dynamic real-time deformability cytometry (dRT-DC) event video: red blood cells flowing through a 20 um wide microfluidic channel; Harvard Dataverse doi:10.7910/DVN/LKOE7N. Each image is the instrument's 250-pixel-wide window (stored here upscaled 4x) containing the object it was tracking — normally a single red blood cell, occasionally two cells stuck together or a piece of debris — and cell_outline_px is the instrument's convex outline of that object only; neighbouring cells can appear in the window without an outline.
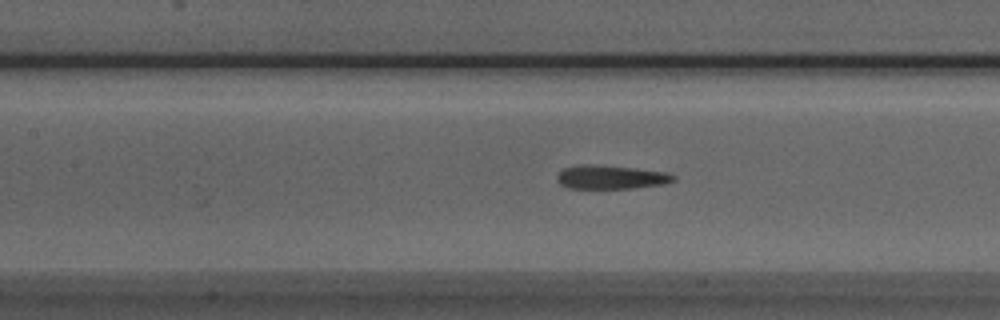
{"species": "Egyptian fruit bat (a non-hibernating species)", "species_latin": "Rousettus aegyptiacus", "temperature_condition": "room temperature", "stored_images_in_passage": 51, "camera_frame_rate_fps": 3000, "um_per_image_px": 0.085, "animal": {"sex": "male"}, "frame": {"image": 1, "passage_image": 21, "time_ms": 6.667, "image_size_px": [1000, 320], "cell_outline_px": [[676, 180], [664, 184], [632, 188], [568, 188], [560, 184], [556, 180], [556, 176], [564, 168], [576, 164], [596, 164], [636, 168], [664, 172], [676, 176]], "centroid_in_image_um": [51.89, 15.04], "position_along_channel_um": 155.5, "area_um2": 16.24}}
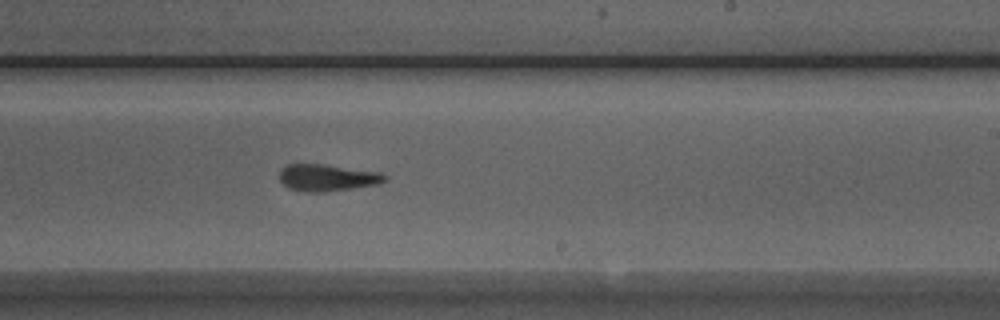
{"frame": {"image": 2, "passage_image": 29, "time_ms": 9.333, "image_size_px": [1000, 320], "cell_outline_px": [[388, 180], [380, 184], [324, 192], [304, 192], [288, 188], [280, 180], [280, 168], [288, 164], [324, 164], [380, 172], [388, 176]], "centroid_in_image_um": [27.84, 15.1], "position_along_channel_um": 261.2, "area_um2": 16.65}}
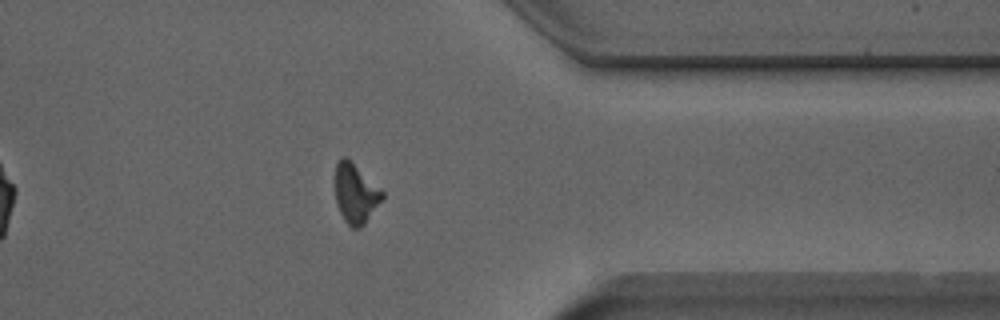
{"frame": {"image": 3, "passage_image": 39, "time_ms": 12.667, "image_size_px": [1000, 320], "cell_outline_px": [[384, 196], [364, 224], [360, 228], [352, 228], [344, 220], [340, 212], [336, 200], [336, 160], [344, 156], [348, 156], [384, 192]], "centroid_in_image_um": [30.22, 16.4], "position_along_channel_um": 381.2, "area_um2": 16.3}, "authors_computed_cell_mechanics": {"area_um2": 16.5886, "velocity_mm_per_s": 3.9812, "shape_relaxation_time_tau1_ms": null, "shape_relaxation_time_tau2_ms": 3.0221, "deformation_change_tau1": null, "deformation_change_tau2": 0.1074}}